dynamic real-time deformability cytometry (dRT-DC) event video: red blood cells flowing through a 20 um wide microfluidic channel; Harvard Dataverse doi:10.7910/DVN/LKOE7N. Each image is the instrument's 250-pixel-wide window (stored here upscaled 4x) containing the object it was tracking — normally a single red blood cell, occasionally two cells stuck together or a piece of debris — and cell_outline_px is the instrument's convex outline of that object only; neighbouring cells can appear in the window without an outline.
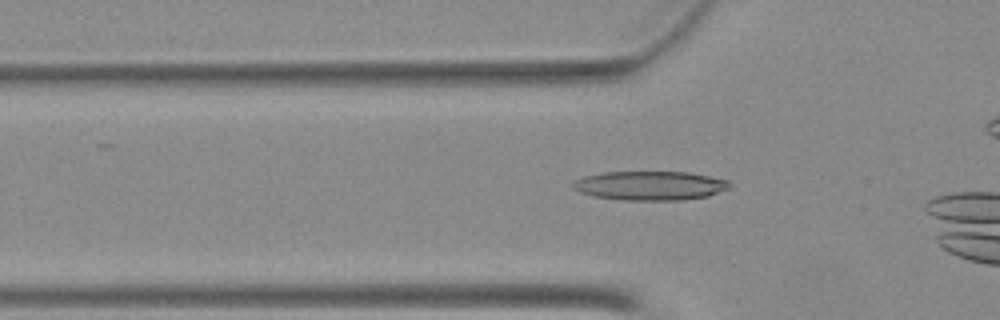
{"species": "Egyptian fruit bat (a non-hibernating species)", "species_latin": "Rousettus aegyptiacus", "temperature_condition": "warm", "stored_images_in_passage": 14, "camera_frame_rate_fps": 3000, "um_per_image_px": 0.085, "animal": {"sex": "female"}, "frame": {"image": 1, "passage_image": 12, "time_ms": 3.667, "image_size_px": [1000, 320], "cell_outline_px": [[732, 188], [708, 196], [680, 200], [624, 200], [592, 196], [580, 192], [572, 188], [572, 184], [576, 180], [584, 176], [604, 172], [688, 172], [728, 180], [732, 184]], "centroid_in_image_um": [55.28, 15.78], "position_along_channel_um": 70.5, "area_um2": 26.65}}